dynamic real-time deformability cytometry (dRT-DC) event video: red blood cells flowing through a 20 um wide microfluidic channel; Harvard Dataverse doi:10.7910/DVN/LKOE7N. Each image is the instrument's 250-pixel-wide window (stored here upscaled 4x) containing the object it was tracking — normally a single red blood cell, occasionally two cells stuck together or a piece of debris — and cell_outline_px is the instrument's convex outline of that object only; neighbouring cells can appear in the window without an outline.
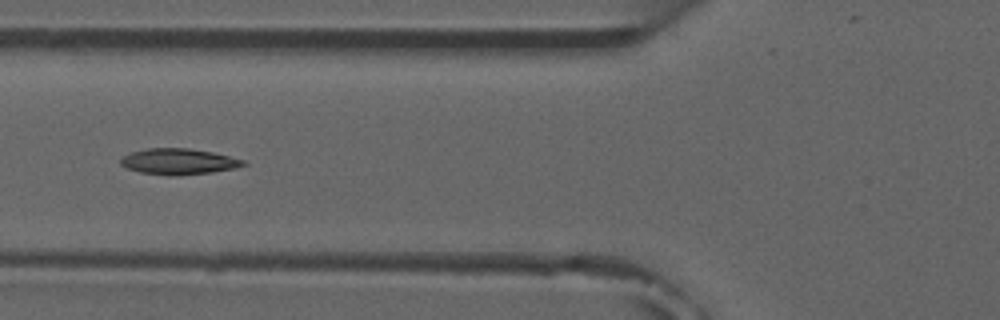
{"species": "common noctule bat (a hibernating species)", "species_latin": "Nyctalus noctula", "temperature_condition": "room temperature", "stored_images_in_passage": 9, "camera_frame_rate_fps": 3000, "um_per_image_px": 0.085, "animal": {"sex": "male", "forearm_length_mm": 52.5}, "frame": {"image": 1, "passage_image": 6, "time_ms": 6.0, "image_size_px": [1000, 320], "cell_outline_px": [[248, 164], [232, 168], [212, 172], [180, 176], [176, 176], [140, 172], [128, 168], [120, 164], [120, 160], [124, 156], [132, 152], [148, 148], [188, 148], [212, 152], [244, 160]], "centroid_in_image_um": [15.18, 13.73], "position_along_channel_um": 110.6, "area_um2": 18.32}}
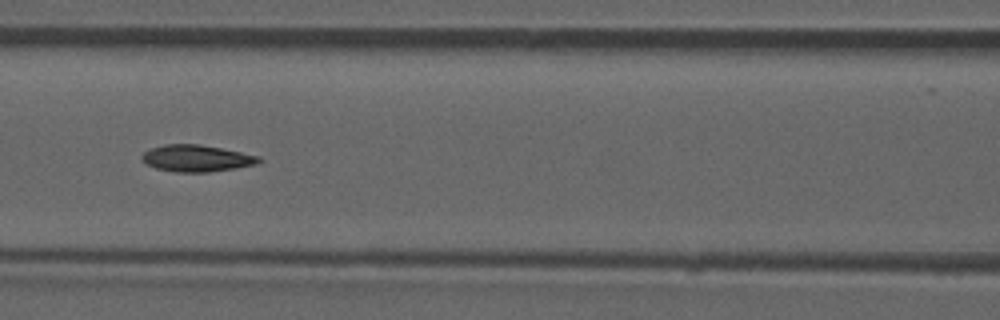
{"frame": {"image": 2, "passage_image": 7, "time_ms": 7.0, "image_size_px": [1000, 320], "cell_outline_px": [[264, 160], [256, 164], [236, 168], [208, 172], [176, 172], [156, 168], [140, 160], [140, 156], [144, 152], [152, 148], [164, 144], [200, 144], [260, 156]], "centroid_in_image_um": [16.71, 13.45], "position_along_channel_um": 149.9, "area_um2": 18.21}}